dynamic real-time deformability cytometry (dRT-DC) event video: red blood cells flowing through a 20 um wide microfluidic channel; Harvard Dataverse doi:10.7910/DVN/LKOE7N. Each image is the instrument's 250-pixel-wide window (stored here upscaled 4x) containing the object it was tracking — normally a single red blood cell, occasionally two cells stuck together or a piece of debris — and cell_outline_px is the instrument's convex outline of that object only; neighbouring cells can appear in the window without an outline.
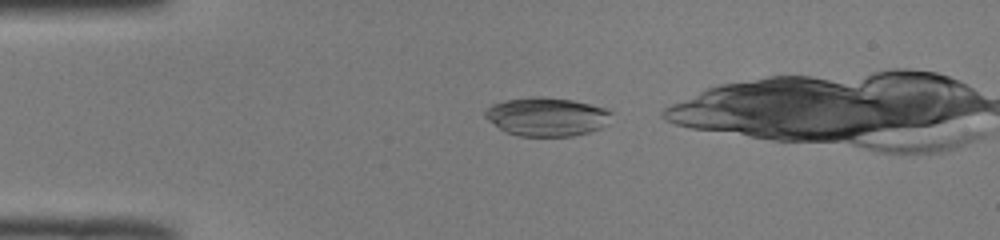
{"species": "common noctule bat (a hibernating species)", "species_latin": "Nyctalus noctula", "temperature_condition": "room temperature", "stored_images_in_passage": 33, "camera_frame_rate_fps": 3000, "um_per_image_px": 0.085, "animal": {"sex": "male", "body_mass_g": 19.0, "forearm_length_mm": 50.8}, "frame": {"image": 1, "passage_image": 3, "time_ms": 0.667, "image_size_px": [1000, 240], "cell_outline_px": [[612, 112], [604, 124], [600, 128], [588, 132], [572, 136], [520, 136], [504, 132], [488, 120], [484, 116], [484, 112], [492, 104], [504, 100], [528, 96], [544, 96], [572, 100], [604, 108]], "centroid_in_image_um": [46.4, 9.91], "position_along_channel_um": 38.6, "area_um2": 28.38}}
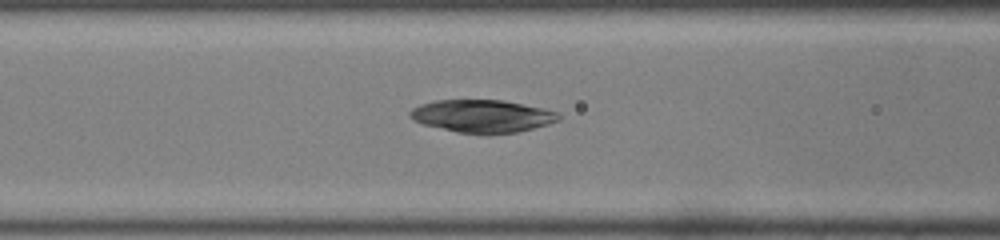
{"frame": {"image": 2, "passage_image": 12, "time_ms": 3.667, "image_size_px": [1000, 240], "cell_outline_px": [[560, 120], [548, 124], [520, 132], [488, 136], [456, 132], [424, 124], [412, 120], [408, 116], [408, 112], [412, 108], [420, 104], [436, 100], [504, 100], [544, 108], [560, 112]], "centroid_in_image_um": [41.01, 9.89], "position_along_channel_um": 125.6, "area_um2": 29.02}}
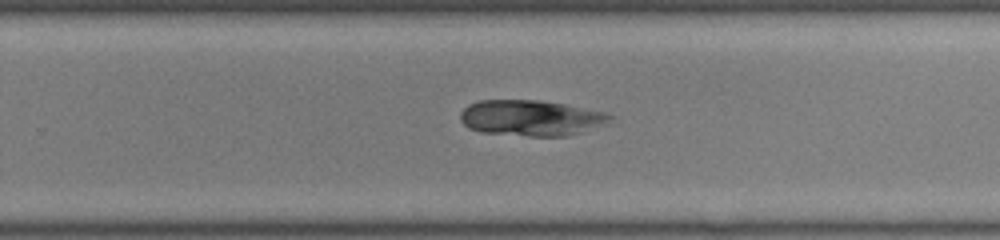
{"frame": {"image": 3, "passage_image": 24, "time_ms": 7.667, "image_size_px": [1000, 240], "cell_outline_px": [[616, 116], [608, 124], [568, 136], [528, 136], [480, 132], [468, 128], [460, 120], [460, 112], [468, 104], [480, 100], [540, 100], [564, 104], [604, 112]], "centroid_in_image_um": [45.15, 10.03], "position_along_channel_um": 284.6, "area_um2": 31.5}}